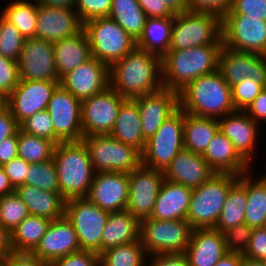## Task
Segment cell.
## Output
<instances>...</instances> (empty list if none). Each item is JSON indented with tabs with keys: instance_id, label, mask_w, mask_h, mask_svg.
<instances>
[{
	"instance_id": "003e7915",
	"label": "cell",
	"mask_w": 266,
	"mask_h": 266,
	"mask_svg": "<svg viewBox=\"0 0 266 266\" xmlns=\"http://www.w3.org/2000/svg\"><path fill=\"white\" fill-rule=\"evenodd\" d=\"M14 187L9 181L8 176L6 175L2 166H0V197H3L7 194L14 192Z\"/></svg>"
},
{
	"instance_id": "94428289",
	"label": "cell",
	"mask_w": 266,
	"mask_h": 266,
	"mask_svg": "<svg viewBox=\"0 0 266 266\" xmlns=\"http://www.w3.org/2000/svg\"><path fill=\"white\" fill-rule=\"evenodd\" d=\"M19 129L18 122L8 108L0 113V143L4 139L14 136Z\"/></svg>"
},
{
	"instance_id": "7c38bea8",
	"label": "cell",
	"mask_w": 266,
	"mask_h": 266,
	"mask_svg": "<svg viewBox=\"0 0 266 266\" xmlns=\"http://www.w3.org/2000/svg\"><path fill=\"white\" fill-rule=\"evenodd\" d=\"M126 98L110 86L101 93L81 102V123L83 137L110 134L121 103Z\"/></svg>"
},
{
	"instance_id": "2644e50d",
	"label": "cell",
	"mask_w": 266,
	"mask_h": 266,
	"mask_svg": "<svg viewBox=\"0 0 266 266\" xmlns=\"http://www.w3.org/2000/svg\"><path fill=\"white\" fill-rule=\"evenodd\" d=\"M8 98L7 96L0 91V113L7 108Z\"/></svg>"
},
{
	"instance_id": "f1b7e54d",
	"label": "cell",
	"mask_w": 266,
	"mask_h": 266,
	"mask_svg": "<svg viewBox=\"0 0 266 266\" xmlns=\"http://www.w3.org/2000/svg\"><path fill=\"white\" fill-rule=\"evenodd\" d=\"M14 192L27 206L29 215L56 220L64 217L66 200L60 193L41 190L31 185H19Z\"/></svg>"
},
{
	"instance_id": "30bf717a",
	"label": "cell",
	"mask_w": 266,
	"mask_h": 266,
	"mask_svg": "<svg viewBox=\"0 0 266 266\" xmlns=\"http://www.w3.org/2000/svg\"><path fill=\"white\" fill-rule=\"evenodd\" d=\"M185 112L179 108L146 141L142 152V164L165 171L172 159L184 149L183 126Z\"/></svg>"
},
{
	"instance_id": "11a10c76",
	"label": "cell",
	"mask_w": 266,
	"mask_h": 266,
	"mask_svg": "<svg viewBox=\"0 0 266 266\" xmlns=\"http://www.w3.org/2000/svg\"><path fill=\"white\" fill-rule=\"evenodd\" d=\"M29 166V162H26L24 159L17 156L13 158L9 163L4 164L2 167L6 175L8 176L12 186L15 188L19 185L25 184Z\"/></svg>"
},
{
	"instance_id": "9f6ffc18",
	"label": "cell",
	"mask_w": 266,
	"mask_h": 266,
	"mask_svg": "<svg viewBox=\"0 0 266 266\" xmlns=\"http://www.w3.org/2000/svg\"><path fill=\"white\" fill-rule=\"evenodd\" d=\"M146 266H189V263L185 253H161L147 255Z\"/></svg>"
},
{
	"instance_id": "f35d334b",
	"label": "cell",
	"mask_w": 266,
	"mask_h": 266,
	"mask_svg": "<svg viewBox=\"0 0 266 266\" xmlns=\"http://www.w3.org/2000/svg\"><path fill=\"white\" fill-rule=\"evenodd\" d=\"M37 7L35 0H15L4 7L0 15L13 24L24 38H32L36 37Z\"/></svg>"
},
{
	"instance_id": "f907efd6",
	"label": "cell",
	"mask_w": 266,
	"mask_h": 266,
	"mask_svg": "<svg viewBox=\"0 0 266 266\" xmlns=\"http://www.w3.org/2000/svg\"><path fill=\"white\" fill-rule=\"evenodd\" d=\"M18 62L0 55V91L8 96L19 83Z\"/></svg>"
},
{
	"instance_id": "4316f807",
	"label": "cell",
	"mask_w": 266,
	"mask_h": 266,
	"mask_svg": "<svg viewBox=\"0 0 266 266\" xmlns=\"http://www.w3.org/2000/svg\"><path fill=\"white\" fill-rule=\"evenodd\" d=\"M202 157L217 174L240 176L253 169L238 154L233 143L220 130L214 135Z\"/></svg>"
},
{
	"instance_id": "be15d7a7",
	"label": "cell",
	"mask_w": 266,
	"mask_h": 266,
	"mask_svg": "<svg viewBox=\"0 0 266 266\" xmlns=\"http://www.w3.org/2000/svg\"><path fill=\"white\" fill-rule=\"evenodd\" d=\"M11 252L10 234L0 227V261L7 258Z\"/></svg>"
},
{
	"instance_id": "7bdbcfd3",
	"label": "cell",
	"mask_w": 266,
	"mask_h": 266,
	"mask_svg": "<svg viewBox=\"0 0 266 266\" xmlns=\"http://www.w3.org/2000/svg\"><path fill=\"white\" fill-rule=\"evenodd\" d=\"M25 184L41 190L59 193L57 170L53 160L30 164Z\"/></svg>"
},
{
	"instance_id": "6f0895ef",
	"label": "cell",
	"mask_w": 266,
	"mask_h": 266,
	"mask_svg": "<svg viewBox=\"0 0 266 266\" xmlns=\"http://www.w3.org/2000/svg\"><path fill=\"white\" fill-rule=\"evenodd\" d=\"M2 266H48V264L33 253L12 251L2 260Z\"/></svg>"
},
{
	"instance_id": "9a60e30c",
	"label": "cell",
	"mask_w": 266,
	"mask_h": 266,
	"mask_svg": "<svg viewBox=\"0 0 266 266\" xmlns=\"http://www.w3.org/2000/svg\"><path fill=\"white\" fill-rule=\"evenodd\" d=\"M128 176L129 201L126 210L139 221L149 218L165 179L164 173L141 164Z\"/></svg>"
},
{
	"instance_id": "7402d4cb",
	"label": "cell",
	"mask_w": 266,
	"mask_h": 266,
	"mask_svg": "<svg viewBox=\"0 0 266 266\" xmlns=\"http://www.w3.org/2000/svg\"><path fill=\"white\" fill-rule=\"evenodd\" d=\"M86 198L108 212L125 210L129 201L128 173H95Z\"/></svg>"
},
{
	"instance_id": "44dd1931",
	"label": "cell",
	"mask_w": 266,
	"mask_h": 266,
	"mask_svg": "<svg viewBox=\"0 0 266 266\" xmlns=\"http://www.w3.org/2000/svg\"><path fill=\"white\" fill-rule=\"evenodd\" d=\"M59 84L82 102L109 87V67L92 57L63 75Z\"/></svg>"
},
{
	"instance_id": "74e56055",
	"label": "cell",
	"mask_w": 266,
	"mask_h": 266,
	"mask_svg": "<svg viewBox=\"0 0 266 266\" xmlns=\"http://www.w3.org/2000/svg\"><path fill=\"white\" fill-rule=\"evenodd\" d=\"M108 17L118 23L136 41L142 35L148 18L137 0H112Z\"/></svg>"
},
{
	"instance_id": "7dc6e473",
	"label": "cell",
	"mask_w": 266,
	"mask_h": 266,
	"mask_svg": "<svg viewBox=\"0 0 266 266\" xmlns=\"http://www.w3.org/2000/svg\"><path fill=\"white\" fill-rule=\"evenodd\" d=\"M252 231L253 228L245 222L224 231V242L228 252L243 253L248 246Z\"/></svg>"
},
{
	"instance_id": "03108f58",
	"label": "cell",
	"mask_w": 266,
	"mask_h": 266,
	"mask_svg": "<svg viewBox=\"0 0 266 266\" xmlns=\"http://www.w3.org/2000/svg\"><path fill=\"white\" fill-rule=\"evenodd\" d=\"M167 7L174 13L180 14L189 10V0H162Z\"/></svg>"
},
{
	"instance_id": "f6af8a7d",
	"label": "cell",
	"mask_w": 266,
	"mask_h": 266,
	"mask_svg": "<svg viewBox=\"0 0 266 266\" xmlns=\"http://www.w3.org/2000/svg\"><path fill=\"white\" fill-rule=\"evenodd\" d=\"M264 88L258 80L245 78L231 86L232 102L235 110L245 111Z\"/></svg>"
},
{
	"instance_id": "a7ac6f4b",
	"label": "cell",
	"mask_w": 266,
	"mask_h": 266,
	"mask_svg": "<svg viewBox=\"0 0 266 266\" xmlns=\"http://www.w3.org/2000/svg\"><path fill=\"white\" fill-rule=\"evenodd\" d=\"M38 4L58 6V7H75L76 0H35Z\"/></svg>"
},
{
	"instance_id": "ab89813d",
	"label": "cell",
	"mask_w": 266,
	"mask_h": 266,
	"mask_svg": "<svg viewBox=\"0 0 266 266\" xmlns=\"http://www.w3.org/2000/svg\"><path fill=\"white\" fill-rule=\"evenodd\" d=\"M146 258L147 254L139 239L99 254V266H146Z\"/></svg>"
},
{
	"instance_id": "ee69618b",
	"label": "cell",
	"mask_w": 266,
	"mask_h": 266,
	"mask_svg": "<svg viewBox=\"0 0 266 266\" xmlns=\"http://www.w3.org/2000/svg\"><path fill=\"white\" fill-rule=\"evenodd\" d=\"M24 39L20 31L0 15V55L18 61Z\"/></svg>"
},
{
	"instance_id": "83f0119b",
	"label": "cell",
	"mask_w": 266,
	"mask_h": 266,
	"mask_svg": "<svg viewBox=\"0 0 266 266\" xmlns=\"http://www.w3.org/2000/svg\"><path fill=\"white\" fill-rule=\"evenodd\" d=\"M192 190L164 179L149 218L162 221L186 220Z\"/></svg>"
},
{
	"instance_id": "ac0fdd59",
	"label": "cell",
	"mask_w": 266,
	"mask_h": 266,
	"mask_svg": "<svg viewBox=\"0 0 266 266\" xmlns=\"http://www.w3.org/2000/svg\"><path fill=\"white\" fill-rule=\"evenodd\" d=\"M218 71L230 86L245 78H252L266 88V55L264 54L239 52L222 46L218 59Z\"/></svg>"
},
{
	"instance_id": "c3c4849f",
	"label": "cell",
	"mask_w": 266,
	"mask_h": 266,
	"mask_svg": "<svg viewBox=\"0 0 266 266\" xmlns=\"http://www.w3.org/2000/svg\"><path fill=\"white\" fill-rule=\"evenodd\" d=\"M112 0H76L74 9L85 23L94 18L108 17Z\"/></svg>"
},
{
	"instance_id": "89a4df30",
	"label": "cell",
	"mask_w": 266,
	"mask_h": 266,
	"mask_svg": "<svg viewBox=\"0 0 266 266\" xmlns=\"http://www.w3.org/2000/svg\"><path fill=\"white\" fill-rule=\"evenodd\" d=\"M240 266H266V261H259L242 256Z\"/></svg>"
},
{
	"instance_id": "d6a6232c",
	"label": "cell",
	"mask_w": 266,
	"mask_h": 266,
	"mask_svg": "<svg viewBox=\"0 0 266 266\" xmlns=\"http://www.w3.org/2000/svg\"><path fill=\"white\" fill-rule=\"evenodd\" d=\"M218 130V119L185 113L183 126L184 149L203 154Z\"/></svg>"
},
{
	"instance_id": "f5cc1de1",
	"label": "cell",
	"mask_w": 266,
	"mask_h": 266,
	"mask_svg": "<svg viewBox=\"0 0 266 266\" xmlns=\"http://www.w3.org/2000/svg\"><path fill=\"white\" fill-rule=\"evenodd\" d=\"M48 266H99V255L92 251L81 250L56 259Z\"/></svg>"
},
{
	"instance_id": "3957f363",
	"label": "cell",
	"mask_w": 266,
	"mask_h": 266,
	"mask_svg": "<svg viewBox=\"0 0 266 266\" xmlns=\"http://www.w3.org/2000/svg\"><path fill=\"white\" fill-rule=\"evenodd\" d=\"M52 160L55 164L59 193L67 201L86 198L95 175L89 152L83 141L59 142Z\"/></svg>"
},
{
	"instance_id": "52a82bcc",
	"label": "cell",
	"mask_w": 266,
	"mask_h": 266,
	"mask_svg": "<svg viewBox=\"0 0 266 266\" xmlns=\"http://www.w3.org/2000/svg\"><path fill=\"white\" fill-rule=\"evenodd\" d=\"M91 56L110 67L133 51L136 40L109 17L94 18L84 23Z\"/></svg>"
},
{
	"instance_id": "ffe728a7",
	"label": "cell",
	"mask_w": 266,
	"mask_h": 266,
	"mask_svg": "<svg viewBox=\"0 0 266 266\" xmlns=\"http://www.w3.org/2000/svg\"><path fill=\"white\" fill-rule=\"evenodd\" d=\"M138 105L144 138L148 140L179 108V93L162 87L133 98Z\"/></svg>"
},
{
	"instance_id": "603a6c76",
	"label": "cell",
	"mask_w": 266,
	"mask_h": 266,
	"mask_svg": "<svg viewBox=\"0 0 266 266\" xmlns=\"http://www.w3.org/2000/svg\"><path fill=\"white\" fill-rule=\"evenodd\" d=\"M218 125L219 130L233 143L238 154L253 167L260 126L242 110H235L219 118Z\"/></svg>"
},
{
	"instance_id": "9c48e42d",
	"label": "cell",
	"mask_w": 266,
	"mask_h": 266,
	"mask_svg": "<svg viewBox=\"0 0 266 266\" xmlns=\"http://www.w3.org/2000/svg\"><path fill=\"white\" fill-rule=\"evenodd\" d=\"M193 228L186 220H140L139 239L147 255L185 253Z\"/></svg>"
},
{
	"instance_id": "ba28073f",
	"label": "cell",
	"mask_w": 266,
	"mask_h": 266,
	"mask_svg": "<svg viewBox=\"0 0 266 266\" xmlns=\"http://www.w3.org/2000/svg\"><path fill=\"white\" fill-rule=\"evenodd\" d=\"M95 173H130L142 164V153L109 134L83 137Z\"/></svg>"
},
{
	"instance_id": "6da1fadb",
	"label": "cell",
	"mask_w": 266,
	"mask_h": 266,
	"mask_svg": "<svg viewBox=\"0 0 266 266\" xmlns=\"http://www.w3.org/2000/svg\"><path fill=\"white\" fill-rule=\"evenodd\" d=\"M109 86L119 95L133 99L161 89V57L135 48L109 67Z\"/></svg>"
},
{
	"instance_id": "e0dca14e",
	"label": "cell",
	"mask_w": 266,
	"mask_h": 266,
	"mask_svg": "<svg viewBox=\"0 0 266 266\" xmlns=\"http://www.w3.org/2000/svg\"><path fill=\"white\" fill-rule=\"evenodd\" d=\"M59 81L19 80L7 96V108L20 125L38 111L47 110L48 103Z\"/></svg>"
},
{
	"instance_id": "91938a15",
	"label": "cell",
	"mask_w": 266,
	"mask_h": 266,
	"mask_svg": "<svg viewBox=\"0 0 266 266\" xmlns=\"http://www.w3.org/2000/svg\"><path fill=\"white\" fill-rule=\"evenodd\" d=\"M245 112L258 124L266 123V88L253 100Z\"/></svg>"
},
{
	"instance_id": "484cf974",
	"label": "cell",
	"mask_w": 266,
	"mask_h": 266,
	"mask_svg": "<svg viewBox=\"0 0 266 266\" xmlns=\"http://www.w3.org/2000/svg\"><path fill=\"white\" fill-rule=\"evenodd\" d=\"M223 233L215 228L193 229L185 254L189 266H214L226 253Z\"/></svg>"
},
{
	"instance_id": "f546056e",
	"label": "cell",
	"mask_w": 266,
	"mask_h": 266,
	"mask_svg": "<svg viewBox=\"0 0 266 266\" xmlns=\"http://www.w3.org/2000/svg\"><path fill=\"white\" fill-rule=\"evenodd\" d=\"M53 49L59 79L92 58L89 39L84 29L72 37L53 43Z\"/></svg>"
},
{
	"instance_id": "4dcf8cb0",
	"label": "cell",
	"mask_w": 266,
	"mask_h": 266,
	"mask_svg": "<svg viewBox=\"0 0 266 266\" xmlns=\"http://www.w3.org/2000/svg\"><path fill=\"white\" fill-rule=\"evenodd\" d=\"M110 136L143 152L146 139L142 133L140 112L134 99L126 98L120 106Z\"/></svg>"
},
{
	"instance_id": "8992f818",
	"label": "cell",
	"mask_w": 266,
	"mask_h": 266,
	"mask_svg": "<svg viewBox=\"0 0 266 266\" xmlns=\"http://www.w3.org/2000/svg\"><path fill=\"white\" fill-rule=\"evenodd\" d=\"M202 45H223L222 18L213 13L190 10L175 14L168 51Z\"/></svg>"
},
{
	"instance_id": "e7e4bbea",
	"label": "cell",
	"mask_w": 266,
	"mask_h": 266,
	"mask_svg": "<svg viewBox=\"0 0 266 266\" xmlns=\"http://www.w3.org/2000/svg\"><path fill=\"white\" fill-rule=\"evenodd\" d=\"M242 253L227 252L214 266H240Z\"/></svg>"
},
{
	"instance_id": "8fae6325",
	"label": "cell",
	"mask_w": 266,
	"mask_h": 266,
	"mask_svg": "<svg viewBox=\"0 0 266 266\" xmlns=\"http://www.w3.org/2000/svg\"><path fill=\"white\" fill-rule=\"evenodd\" d=\"M109 213L87 198L66 201L64 216L75 229L81 250L101 254V237Z\"/></svg>"
},
{
	"instance_id": "2e32d148",
	"label": "cell",
	"mask_w": 266,
	"mask_h": 266,
	"mask_svg": "<svg viewBox=\"0 0 266 266\" xmlns=\"http://www.w3.org/2000/svg\"><path fill=\"white\" fill-rule=\"evenodd\" d=\"M20 80L59 81L53 43L37 37L25 38L18 59Z\"/></svg>"
},
{
	"instance_id": "d6986e66",
	"label": "cell",
	"mask_w": 266,
	"mask_h": 266,
	"mask_svg": "<svg viewBox=\"0 0 266 266\" xmlns=\"http://www.w3.org/2000/svg\"><path fill=\"white\" fill-rule=\"evenodd\" d=\"M84 29L74 8L38 4L36 37L51 43L72 37Z\"/></svg>"
},
{
	"instance_id": "681fc988",
	"label": "cell",
	"mask_w": 266,
	"mask_h": 266,
	"mask_svg": "<svg viewBox=\"0 0 266 266\" xmlns=\"http://www.w3.org/2000/svg\"><path fill=\"white\" fill-rule=\"evenodd\" d=\"M225 15H244L245 18H259L266 21V0H233Z\"/></svg>"
},
{
	"instance_id": "816d5d0a",
	"label": "cell",
	"mask_w": 266,
	"mask_h": 266,
	"mask_svg": "<svg viewBox=\"0 0 266 266\" xmlns=\"http://www.w3.org/2000/svg\"><path fill=\"white\" fill-rule=\"evenodd\" d=\"M243 256L259 261H266V227L253 228Z\"/></svg>"
},
{
	"instance_id": "680465c9",
	"label": "cell",
	"mask_w": 266,
	"mask_h": 266,
	"mask_svg": "<svg viewBox=\"0 0 266 266\" xmlns=\"http://www.w3.org/2000/svg\"><path fill=\"white\" fill-rule=\"evenodd\" d=\"M148 18L174 17L175 14L162 0H137Z\"/></svg>"
},
{
	"instance_id": "5b68a950",
	"label": "cell",
	"mask_w": 266,
	"mask_h": 266,
	"mask_svg": "<svg viewBox=\"0 0 266 266\" xmlns=\"http://www.w3.org/2000/svg\"><path fill=\"white\" fill-rule=\"evenodd\" d=\"M239 179L233 174H215L191 193L186 221L193 229L214 228L230 187Z\"/></svg>"
},
{
	"instance_id": "4fadbf2b",
	"label": "cell",
	"mask_w": 266,
	"mask_h": 266,
	"mask_svg": "<svg viewBox=\"0 0 266 266\" xmlns=\"http://www.w3.org/2000/svg\"><path fill=\"white\" fill-rule=\"evenodd\" d=\"M222 42L234 51L266 55V21L244 15H224Z\"/></svg>"
},
{
	"instance_id": "d4e9b609",
	"label": "cell",
	"mask_w": 266,
	"mask_h": 266,
	"mask_svg": "<svg viewBox=\"0 0 266 266\" xmlns=\"http://www.w3.org/2000/svg\"><path fill=\"white\" fill-rule=\"evenodd\" d=\"M163 173L165 179L191 189L198 188L216 174L202 154L185 149L172 159Z\"/></svg>"
},
{
	"instance_id": "6125c7cd",
	"label": "cell",
	"mask_w": 266,
	"mask_h": 266,
	"mask_svg": "<svg viewBox=\"0 0 266 266\" xmlns=\"http://www.w3.org/2000/svg\"><path fill=\"white\" fill-rule=\"evenodd\" d=\"M18 156V132L0 143V166Z\"/></svg>"
},
{
	"instance_id": "8d00e7d4",
	"label": "cell",
	"mask_w": 266,
	"mask_h": 266,
	"mask_svg": "<svg viewBox=\"0 0 266 266\" xmlns=\"http://www.w3.org/2000/svg\"><path fill=\"white\" fill-rule=\"evenodd\" d=\"M52 220L28 215L11 233L10 246L14 252L32 253L46 233Z\"/></svg>"
},
{
	"instance_id": "836d02e7",
	"label": "cell",
	"mask_w": 266,
	"mask_h": 266,
	"mask_svg": "<svg viewBox=\"0 0 266 266\" xmlns=\"http://www.w3.org/2000/svg\"><path fill=\"white\" fill-rule=\"evenodd\" d=\"M246 197V173L230 187L226 202L221 210L215 229L223 233L230 227L245 222Z\"/></svg>"
},
{
	"instance_id": "7a4b0ae2",
	"label": "cell",
	"mask_w": 266,
	"mask_h": 266,
	"mask_svg": "<svg viewBox=\"0 0 266 266\" xmlns=\"http://www.w3.org/2000/svg\"><path fill=\"white\" fill-rule=\"evenodd\" d=\"M223 45H202L167 51L161 57L162 86L180 93L193 80L218 70Z\"/></svg>"
},
{
	"instance_id": "e575fe53",
	"label": "cell",
	"mask_w": 266,
	"mask_h": 266,
	"mask_svg": "<svg viewBox=\"0 0 266 266\" xmlns=\"http://www.w3.org/2000/svg\"><path fill=\"white\" fill-rule=\"evenodd\" d=\"M252 174L246 173L245 223L252 228L266 227V176L255 178Z\"/></svg>"
},
{
	"instance_id": "277c9868",
	"label": "cell",
	"mask_w": 266,
	"mask_h": 266,
	"mask_svg": "<svg viewBox=\"0 0 266 266\" xmlns=\"http://www.w3.org/2000/svg\"><path fill=\"white\" fill-rule=\"evenodd\" d=\"M180 108L200 117L222 118L235 111L231 86L217 70L193 80L179 93Z\"/></svg>"
},
{
	"instance_id": "b9f144b4",
	"label": "cell",
	"mask_w": 266,
	"mask_h": 266,
	"mask_svg": "<svg viewBox=\"0 0 266 266\" xmlns=\"http://www.w3.org/2000/svg\"><path fill=\"white\" fill-rule=\"evenodd\" d=\"M29 215L15 192L0 197V227L9 234Z\"/></svg>"
},
{
	"instance_id": "60d3db41",
	"label": "cell",
	"mask_w": 266,
	"mask_h": 266,
	"mask_svg": "<svg viewBox=\"0 0 266 266\" xmlns=\"http://www.w3.org/2000/svg\"><path fill=\"white\" fill-rule=\"evenodd\" d=\"M55 144L45 138L33 136L18 130V157L30 164L52 159Z\"/></svg>"
},
{
	"instance_id": "5bb4252c",
	"label": "cell",
	"mask_w": 266,
	"mask_h": 266,
	"mask_svg": "<svg viewBox=\"0 0 266 266\" xmlns=\"http://www.w3.org/2000/svg\"><path fill=\"white\" fill-rule=\"evenodd\" d=\"M54 127V144L82 141L81 101L66 91L60 84L54 90L48 103Z\"/></svg>"
},
{
	"instance_id": "1f68e13d",
	"label": "cell",
	"mask_w": 266,
	"mask_h": 266,
	"mask_svg": "<svg viewBox=\"0 0 266 266\" xmlns=\"http://www.w3.org/2000/svg\"><path fill=\"white\" fill-rule=\"evenodd\" d=\"M140 221L129 211L110 212L101 237V253L139 240Z\"/></svg>"
},
{
	"instance_id": "d590c367",
	"label": "cell",
	"mask_w": 266,
	"mask_h": 266,
	"mask_svg": "<svg viewBox=\"0 0 266 266\" xmlns=\"http://www.w3.org/2000/svg\"><path fill=\"white\" fill-rule=\"evenodd\" d=\"M173 19L147 18L142 35L136 41L137 48L162 57L169 50Z\"/></svg>"
},
{
	"instance_id": "db71d44e",
	"label": "cell",
	"mask_w": 266,
	"mask_h": 266,
	"mask_svg": "<svg viewBox=\"0 0 266 266\" xmlns=\"http://www.w3.org/2000/svg\"><path fill=\"white\" fill-rule=\"evenodd\" d=\"M233 0H189V10L213 13L221 18L230 10Z\"/></svg>"
},
{
	"instance_id": "cb8c5ba5",
	"label": "cell",
	"mask_w": 266,
	"mask_h": 266,
	"mask_svg": "<svg viewBox=\"0 0 266 266\" xmlns=\"http://www.w3.org/2000/svg\"><path fill=\"white\" fill-rule=\"evenodd\" d=\"M79 251L81 248L77 233L64 216L51 221L46 233L32 253L49 264L56 259Z\"/></svg>"
},
{
	"instance_id": "bcb514c9",
	"label": "cell",
	"mask_w": 266,
	"mask_h": 266,
	"mask_svg": "<svg viewBox=\"0 0 266 266\" xmlns=\"http://www.w3.org/2000/svg\"><path fill=\"white\" fill-rule=\"evenodd\" d=\"M19 126L20 130L26 134L45 138L54 143V127L47 110L38 111Z\"/></svg>"
}]
</instances>
